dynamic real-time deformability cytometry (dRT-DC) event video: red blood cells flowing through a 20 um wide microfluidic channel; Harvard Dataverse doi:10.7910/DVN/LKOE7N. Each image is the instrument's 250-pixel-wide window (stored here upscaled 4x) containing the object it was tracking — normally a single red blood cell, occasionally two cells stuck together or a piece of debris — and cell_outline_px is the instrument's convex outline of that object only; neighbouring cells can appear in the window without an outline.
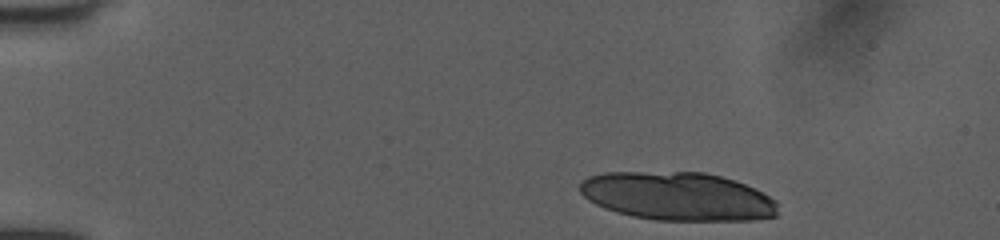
{"species": "human", "species_latin": "Homo sapiens", "temperature_condition": "room temperature", "stored_images_in_passage": 9, "segment_of_instrument_passage": [1, 2], "camera_frame_rate_fps": 3000, "um_per_image_px": 0.085, "donor": {"sex": "female"}, "frame": {"image": 1, "passage_image": 1, "time_ms": 0.0, "image_size_px": [1000, 240], "cell_outline_px": [[776, 216], [756, 220], [656, 220], [632, 216], [616, 212], [604, 208], [588, 200], [580, 192], [580, 180], [588, 176], [604, 172], [704, 172], [720, 176], [744, 184], [776, 200]], "centroid_in_image_um": [57.55, 16.68], "position_along_channel_um": 27.5, "area_um2": 55.72}}